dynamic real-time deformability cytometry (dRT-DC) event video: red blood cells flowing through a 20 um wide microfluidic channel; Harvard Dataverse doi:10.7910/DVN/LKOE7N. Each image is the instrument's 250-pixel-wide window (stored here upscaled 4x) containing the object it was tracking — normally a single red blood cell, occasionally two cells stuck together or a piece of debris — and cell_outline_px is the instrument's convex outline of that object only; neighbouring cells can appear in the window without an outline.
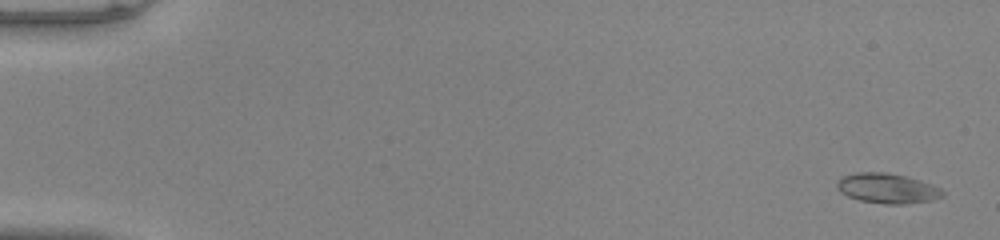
{"species": "common noctule bat (a hibernating species)", "species_latin": "Nyctalus noctula", "temperature_condition": "warm", "stored_images_in_passage": 52, "camera_frame_rate_fps": 3000, "um_per_image_px": 0.085, "animal": {"sex": "male", "body_mass_g": 20.0, "forearm_length_mm": 53.3}, "frame": {"image": 1, "passage_image": 2, "time_ms": 0.333, "image_size_px": [1000, 240], "cell_outline_px": [[944, 196], [932, 200], [904, 204], [884, 204], [860, 200], [848, 196], [840, 192], [836, 188], [836, 184], [844, 176], [856, 172], [884, 172], [904, 176], [920, 180], [932, 184], [940, 188], [944, 192]], "centroid_in_image_um": [75.43, 16.01], "position_along_channel_um": 9.6, "area_um2": 18.38}}
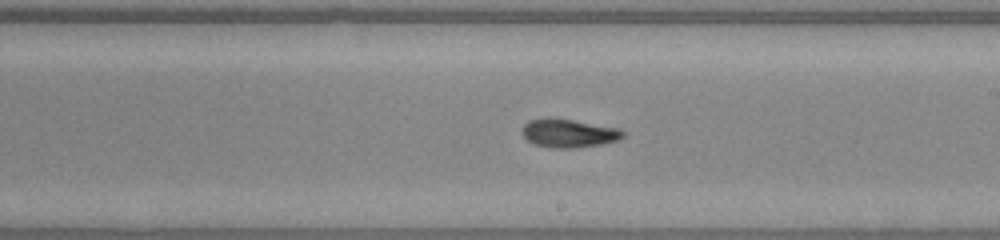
{"frame": {"image": 2, "passage_image": 31, "time_ms": 10.0, "image_size_px": [1000, 240], "cell_outline_px": [[624, 136], [620, 140], [600, 144], [576, 148], [552, 148], [536, 144], [528, 140], [524, 136], [524, 124], [528, 120], [548, 116], [620, 128], [624, 132]], "centroid_in_image_um": [48.36, 11.31], "position_along_channel_um": 240.6, "area_um2": 16.76}}
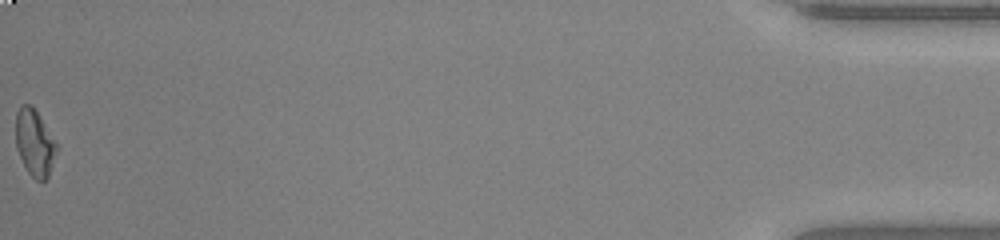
{"frame": {"image": 3, "passage_image": 52, "time_ms": 17.0, "image_size_px": [1000, 240], "cell_outline_px": [[56, 148], [48, 176], [44, 180], [36, 180], [28, 172], [16, 148], [16, 112], [20, 104], [32, 104], [40, 116], [56, 144]], "centroid_in_image_um": [2.9, 12.08], "position_along_channel_um": 432.3, "area_um2": 15.43}, "authors_computed_cell_mechanics": {"area_um2": 16.7042, "velocity_mm_per_s": 4.0728, "shape_relaxation_time_tau1_ms": 5.3264, "shape_relaxation_time_tau2_ms": 3.5619, "deformation_change_tau1": 0.1907, "deformation_change_tau2": 0.0917}}